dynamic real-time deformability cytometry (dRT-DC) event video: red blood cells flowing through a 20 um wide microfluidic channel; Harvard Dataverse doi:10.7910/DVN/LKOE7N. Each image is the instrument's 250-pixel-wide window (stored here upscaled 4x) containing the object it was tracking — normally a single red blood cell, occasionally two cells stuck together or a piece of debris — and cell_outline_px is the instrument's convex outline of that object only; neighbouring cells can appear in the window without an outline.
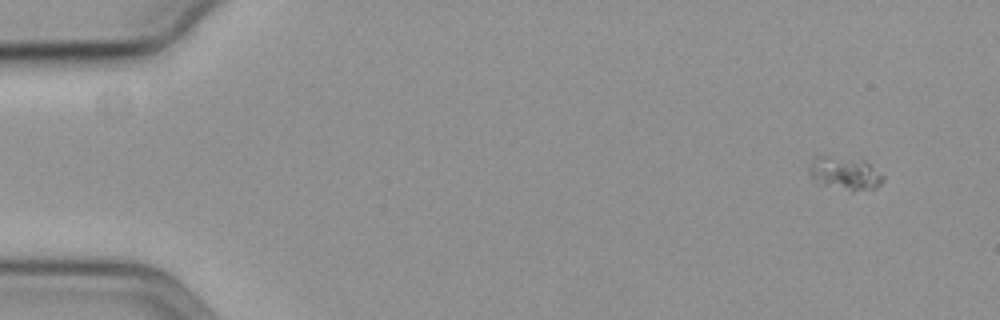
{"species": "common noctule bat (a hibernating species)", "species_latin": "Nyctalus noctula", "temperature_condition": "cold", "stored_images_in_passage": 57, "camera_frame_rate_fps": 3000, "um_per_image_px": 0.085, "animal": {"sex": "female", "body_mass_g": 19.3, "forearm_length_mm": 54.1}, "frame": {"image": 1, "passage_image": 1, "time_ms": 0.0, "image_size_px": [1000, 320], "cell_outline_px": [[884, 180], [876, 188], [852, 192], [824, 184], [812, 176], [808, 168], [812, 160], [816, 156], [828, 156], [864, 160], [884, 176]], "centroid_in_image_um": [71.86, 14.73], "position_along_channel_um": 13.1, "area_um2": 13.99}}
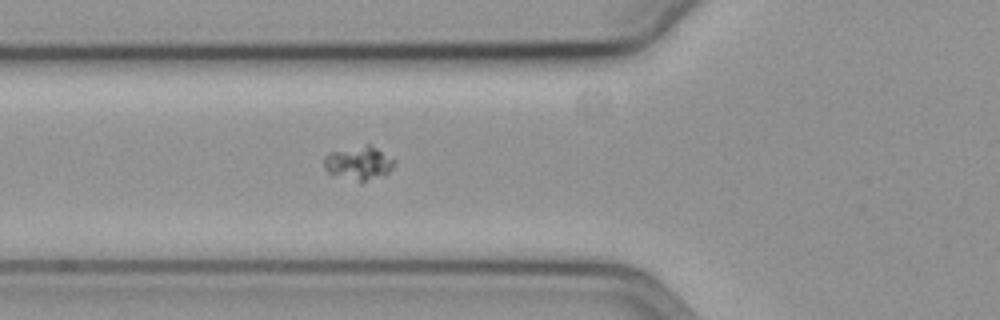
{"frame": {"image": 2, "passage_image": 19, "time_ms": 6.0, "image_size_px": [1000, 320], "cell_outline_px": [[396, 160], [392, 168], [384, 176], [360, 184], [332, 176], [324, 168], [324, 156], [328, 152], [368, 144], [376, 148]], "centroid_in_image_um": [30.46, 13.92], "position_along_channel_um": 95.3, "area_um2": 14.33}}
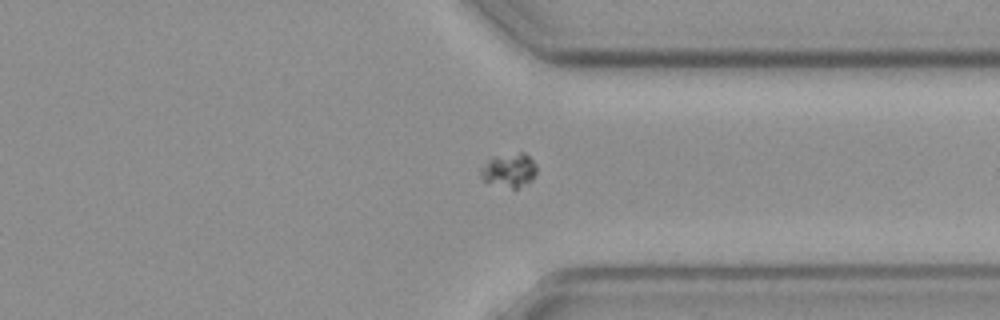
{"frame": {"image": 3, "passage_image": 42, "time_ms": 13.667, "image_size_px": [1000, 320], "cell_outline_px": [[536, 172], [532, 180], [516, 188], [512, 188], [484, 180], [480, 176], [480, 168], [488, 160], [496, 156], [520, 152], [524, 152], [536, 164]], "centroid_in_image_um": [43.28, 14.44], "position_along_channel_um": 368.1, "area_um2": 10.75}}